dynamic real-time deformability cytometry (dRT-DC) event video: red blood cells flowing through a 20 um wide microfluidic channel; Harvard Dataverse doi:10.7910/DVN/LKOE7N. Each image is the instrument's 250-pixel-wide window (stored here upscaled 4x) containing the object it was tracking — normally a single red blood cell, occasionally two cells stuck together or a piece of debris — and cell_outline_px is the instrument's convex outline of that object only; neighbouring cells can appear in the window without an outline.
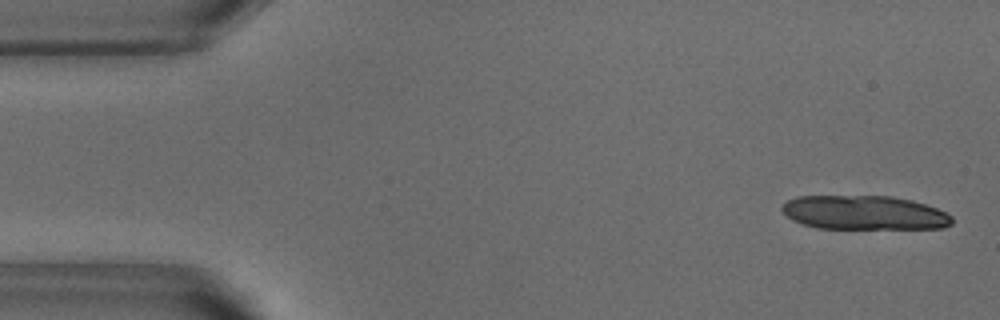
{"species": "common noctule bat (a hibernating species)", "species_latin": "Nyctalus noctula", "temperature_condition": "warm", "stored_images_in_passage": 7, "camera_frame_rate_fps": 3000, "um_per_image_px": 0.085, "animal": {"sex": "male", "body_mass_g": 18.8}, "frame": {"image": 1, "passage_image": 2, "time_ms": 0.333, "image_size_px": [1000, 320], "cell_outline_px": [[952, 224], [944, 228], [816, 228], [792, 220], [780, 208], [788, 200], [796, 196], [892, 196], [912, 200], [936, 208], [952, 216]], "centroid_in_image_um": [73.46, 18.07], "position_along_channel_um": 11.5, "area_um2": 33.64}}